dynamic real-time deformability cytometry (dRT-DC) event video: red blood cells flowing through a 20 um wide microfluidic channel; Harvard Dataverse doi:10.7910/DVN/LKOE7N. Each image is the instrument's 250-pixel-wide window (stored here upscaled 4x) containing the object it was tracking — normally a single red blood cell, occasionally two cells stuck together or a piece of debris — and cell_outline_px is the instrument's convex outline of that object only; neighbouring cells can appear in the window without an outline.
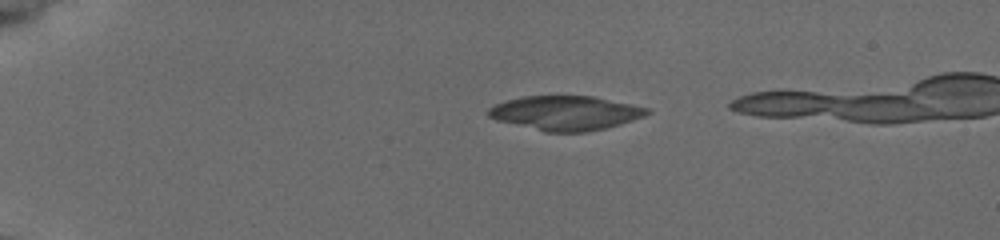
{"species": "common noctule bat (a hibernating species)", "species_latin": "Nyctalus noctula", "temperature_condition": "cold", "stored_images_in_passage": 27, "camera_frame_rate_fps": 3000, "um_per_image_px": 0.085, "animal": {"sex": "female", "body_mass_g": 19.5, "forearm_length_mm": 54.1}, "frame": {"image": 1, "passage_image": 1, "time_ms": 0.0, "image_size_px": [1000, 240], "cell_outline_px": [[652, 112], [644, 116], [620, 124], [604, 128], [584, 132], [544, 132], [496, 120], [488, 116], [488, 108], [496, 104], [508, 100], [524, 96], [596, 96], [652, 108]], "centroid_in_image_um": [48.11, 9.6], "position_along_channel_um": 36.9, "area_um2": 31.91}}